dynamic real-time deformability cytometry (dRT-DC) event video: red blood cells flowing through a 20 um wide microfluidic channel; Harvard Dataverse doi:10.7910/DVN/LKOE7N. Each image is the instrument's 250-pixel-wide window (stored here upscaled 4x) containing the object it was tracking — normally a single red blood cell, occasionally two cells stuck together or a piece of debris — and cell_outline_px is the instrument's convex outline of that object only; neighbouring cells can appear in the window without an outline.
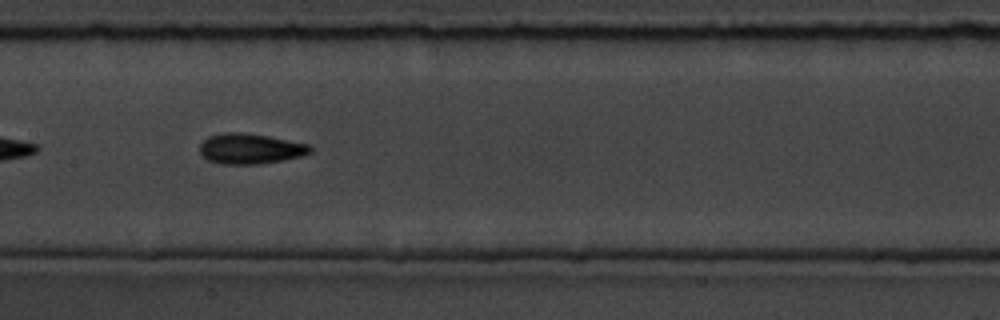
{"species": "common noctule bat (a hibernating species)", "species_latin": "Nyctalus noctula", "temperature_condition": "room temperature", "stored_images_in_passage": 40, "camera_frame_rate_fps": 3000, "um_per_image_px": 0.085, "animal": {"sex": "male", "body_mass_g": 19.5, "forearm_length_mm": 54.6}, "frame": {"image": 1, "passage_image": 12, "time_ms": 3.667, "image_size_px": [1000, 320], "cell_outline_px": [[312, 152], [300, 156], [284, 160], [260, 164], [220, 164], [208, 160], [200, 152], [200, 144], [208, 136], [224, 132], [240, 132], [268, 136], [312, 144]], "centroid_in_image_um": [21.3, 12.64], "position_along_channel_um": 186.1, "area_um2": 19.71}}
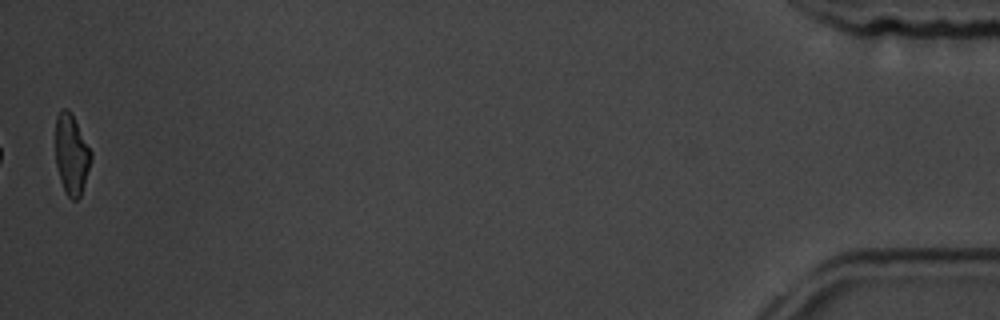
{"frame": {"image": 2, "passage_image": 40, "time_ms": 13.0, "image_size_px": [1000, 320], "cell_outline_px": [[92, 160], [80, 196], [76, 200], [72, 200], [64, 192], [60, 180], [56, 164], [56, 116], [60, 108], [68, 108], [72, 112], [92, 152]], "centroid_in_image_um": [6.08, 13.09], "position_along_channel_um": 429.1, "area_um2": 16.88}, "authors_computed_cell_mechanics": {"area_um2": 18.4382, "velocity_mm_per_s": 3.6308, "shape_relaxation_time_tau1_ms": 4.7695, "shape_relaxation_time_tau2_ms": 3.1769, "deformation_change_tau1": 0.1346, "deformation_change_tau2": 0.1062}}